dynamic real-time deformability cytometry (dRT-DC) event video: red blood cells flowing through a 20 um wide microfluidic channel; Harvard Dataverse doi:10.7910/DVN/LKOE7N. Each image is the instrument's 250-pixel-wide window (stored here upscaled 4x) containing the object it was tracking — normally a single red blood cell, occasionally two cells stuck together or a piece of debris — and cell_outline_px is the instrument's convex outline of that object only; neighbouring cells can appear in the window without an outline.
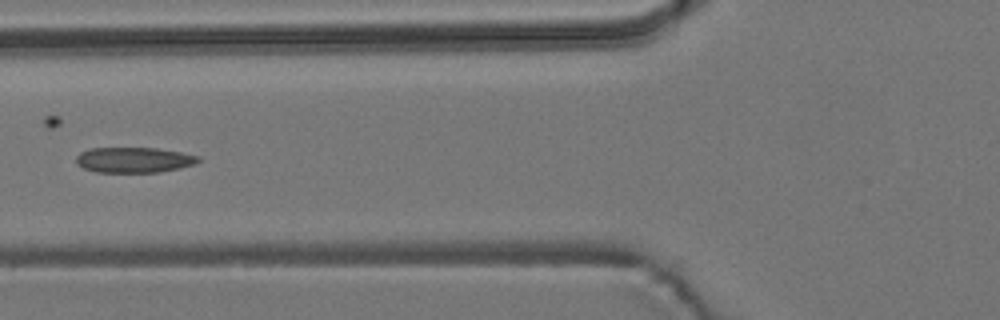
{"species": "common noctule bat (a hibernating species)", "species_latin": "Nyctalus noctula", "temperature_condition": "room temperature", "stored_images_in_passage": 5, "camera_frame_rate_fps": 3000, "um_per_image_px": 0.085, "animal": {"sex": "male", "body_mass_g": 19.2, "forearm_length_mm": 51.8}, "frame": {"image": 1, "passage_image": 3, "time_ms": 0.667, "image_size_px": [1000, 320], "cell_outline_px": [[200, 160], [196, 164], [180, 168], [160, 172], [96, 172], [84, 168], [76, 164], [76, 156], [80, 152], [88, 148], [156, 148], [180, 152], [200, 156]], "centroid_in_image_um": [11.38, 13.59], "position_along_channel_um": 114.4, "area_um2": 18.21}}
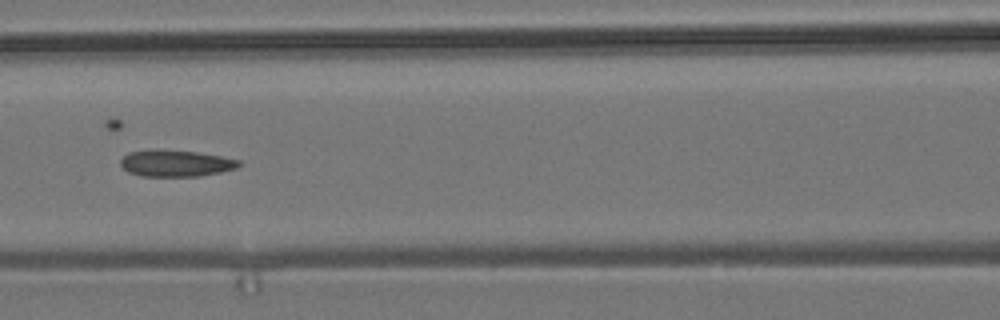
{"frame": {"image": 2, "passage_image": 4, "time_ms": 1.0, "image_size_px": [1000, 320], "cell_outline_px": [[240, 164], [236, 168], [220, 172], [200, 176], [140, 176], [128, 172], [120, 164], [120, 160], [128, 152], [160, 148], [196, 152], [220, 156], [240, 160]], "centroid_in_image_um": [14.9, 13.87], "position_along_channel_um": 151.7, "area_um2": 18.44}}
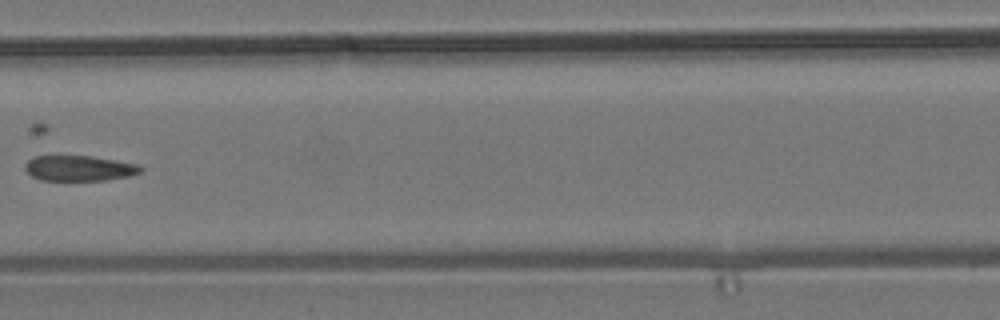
{"frame": {"image": 3, "passage_image": 5, "time_ms": 1.333, "image_size_px": [1000, 320], "cell_outline_px": [[144, 168], [140, 172], [128, 176], [108, 180], [40, 180], [32, 176], [24, 168], [24, 164], [28, 160], [36, 156], [92, 156], [116, 160], [136, 164]], "centroid_in_image_um": [6.72, 14.3], "position_along_channel_um": 200.7, "area_um2": 17.05}}